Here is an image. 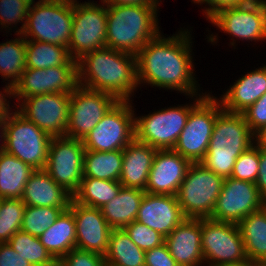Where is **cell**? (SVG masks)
<instances>
[{"mask_svg": "<svg viewBox=\"0 0 266 266\" xmlns=\"http://www.w3.org/2000/svg\"><path fill=\"white\" fill-rule=\"evenodd\" d=\"M13 110L6 116L4 151L35 170L44 169L52 138L17 110Z\"/></svg>", "mask_w": 266, "mask_h": 266, "instance_id": "9c48e42d", "label": "cell"}, {"mask_svg": "<svg viewBox=\"0 0 266 266\" xmlns=\"http://www.w3.org/2000/svg\"><path fill=\"white\" fill-rule=\"evenodd\" d=\"M76 227V249L105 255L112 228L100 208L89 207L71 199L69 208Z\"/></svg>", "mask_w": 266, "mask_h": 266, "instance_id": "d6986e66", "label": "cell"}, {"mask_svg": "<svg viewBox=\"0 0 266 266\" xmlns=\"http://www.w3.org/2000/svg\"><path fill=\"white\" fill-rule=\"evenodd\" d=\"M132 100H118L82 140L86 150L109 152L123 150L135 139Z\"/></svg>", "mask_w": 266, "mask_h": 266, "instance_id": "30bf717a", "label": "cell"}, {"mask_svg": "<svg viewBox=\"0 0 266 266\" xmlns=\"http://www.w3.org/2000/svg\"><path fill=\"white\" fill-rule=\"evenodd\" d=\"M186 217L175 195L145 193L136 221L167 237Z\"/></svg>", "mask_w": 266, "mask_h": 266, "instance_id": "44dd1931", "label": "cell"}, {"mask_svg": "<svg viewBox=\"0 0 266 266\" xmlns=\"http://www.w3.org/2000/svg\"><path fill=\"white\" fill-rule=\"evenodd\" d=\"M122 187L119 181L83 177L72 199L85 206L101 208L115 198Z\"/></svg>", "mask_w": 266, "mask_h": 266, "instance_id": "d6a6232c", "label": "cell"}, {"mask_svg": "<svg viewBox=\"0 0 266 266\" xmlns=\"http://www.w3.org/2000/svg\"><path fill=\"white\" fill-rule=\"evenodd\" d=\"M2 90L0 91V117H6L12 111V107L9 105L10 102L7 101L12 97V88L6 84Z\"/></svg>", "mask_w": 266, "mask_h": 266, "instance_id": "bcb514c9", "label": "cell"}, {"mask_svg": "<svg viewBox=\"0 0 266 266\" xmlns=\"http://www.w3.org/2000/svg\"><path fill=\"white\" fill-rule=\"evenodd\" d=\"M123 150L84 153L83 177L119 181L122 171Z\"/></svg>", "mask_w": 266, "mask_h": 266, "instance_id": "1f68e13d", "label": "cell"}, {"mask_svg": "<svg viewBox=\"0 0 266 266\" xmlns=\"http://www.w3.org/2000/svg\"><path fill=\"white\" fill-rule=\"evenodd\" d=\"M247 258L266 261V205L244 217L238 224Z\"/></svg>", "mask_w": 266, "mask_h": 266, "instance_id": "f1b7e54d", "label": "cell"}, {"mask_svg": "<svg viewBox=\"0 0 266 266\" xmlns=\"http://www.w3.org/2000/svg\"><path fill=\"white\" fill-rule=\"evenodd\" d=\"M256 0H211V15L218 9L230 6H243Z\"/></svg>", "mask_w": 266, "mask_h": 266, "instance_id": "7dc6e473", "label": "cell"}, {"mask_svg": "<svg viewBox=\"0 0 266 266\" xmlns=\"http://www.w3.org/2000/svg\"><path fill=\"white\" fill-rule=\"evenodd\" d=\"M0 266H32L8 243H0Z\"/></svg>", "mask_w": 266, "mask_h": 266, "instance_id": "ee69618b", "label": "cell"}, {"mask_svg": "<svg viewBox=\"0 0 266 266\" xmlns=\"http://www.w3.org/2000/svg\"><path fill=\"white\" fill-rule=\"evenodd\" d=\"M265 205L255 183L227 177L210 218L238 224L244 217L261 210Z\"/></svg>", "mask_w": 266, "mask_h": 266, "instance_id": "ac0fdd59", "label": "cell"}, {"mask_svg": "<svg viewBox=\"0 0 266 266\" xmlns=\"http://www.w3.org/2000/svg\"><path fill=\"white\" fill-rule=\"evenodd\" d=\"M82 140L69 137L52 138L44 170L72 196L83 179L84 153Z\"/></svg>", "mask_w": 266, "mask_h": 266, "instance_id": "5bb4252c", "label": "cell"}, {"mask_svg": "<svg viewBox=\"0 0 266 266\" xmlns=\"http://www.w3.org/2000/svg\"><path fill=\"white\" fill-rule=\"evenodd\" d=\"M72 22L73 3L67 0H39L29 7L26 26L21 34L26 40L68 47Z\"/></svg>", "mask_w": 266, "mask_h": 266, "instance_id": "5b68a950", "label": "cell"}, {"mask_svg": "<svg viewBox=\"0 0 266 266\" xmlns=\"http://www.w3.org/2000/svg\"><path fill=\"white\" fill-rule=\"evenodd\" d=\"M104 260L106 266H145V251L131 240L124 229H112Z\"/></svg>", "mask_w": 266, "mask_h": 266, "instance_id": "f546056e", "label": "cell"}, {"mask_svg": "<svg viewBox=\"0 0 266 266\" xmlns=\"http://www.w3.org/2000/svg\"><path fill=\"white\" fill-rule=\"evenodd\" d=\"M35 171L27 163L0 152V199H21L25 185Z\"/></svg>", "mask_w": 266, "mask_h": 266, "instance_id": "83f0119b", "label": "cell"}, {"mask_svg": "<svg viewBox=\"0 0 266 266\" xmlns=\"http://www.w3.org/2000/svg\"><path fill=\"white\" fill-rule=\"evenodd\" d=\"M25 207L21 199H0V243L21 230Z\"/></svg>", "mask_w": 266, "mask_h": 266, "instance_id": "8d00e7d4", "label": "cell"}, {"mask_svg": "<svg viewBox=\"0 0 266 266\" xmlns=\"http://www.w3.org/2000/svg\"><path fill=\"white\" fill-rule=\"evenodd\" d=\"M145 193L141 189L122 187L115 198L100 208L112 229H124L136 220Z\"/></svg>", "mask_w": 266, "mask_h": 266, "instance_id": "484cf974", "label": "cell"}, {"mask_svg": "<svg viewBox=\"0 0 266 266\" xmlns=\"http://www.w3.org/2000/svg\"><path fill=\"white\" fill-rule=\"evenodd\" d=\"M73 3V22L68 51L76 61L86 53L106 47L107 5L97 4L91 0Z\"/></svg>", "mask_w": 266, "mask_h": 266, "instance_id": "8fae6325", "label": "cell"}, {"mask_svg": "<svg viewBox=\"0 0 266 266\" xmlns=\"http://www.w3.org/2000/svg\"><path fill=\"white\" fill-rule=\"evenodd\" d=\"M59 266H106L104 256L83 251L80 249H72L64 257L58 261Z\"/></svg>", "mask_w": 266, "mask_h": 266, "instance_id": "60d3db41", "label": "cell"}, {"mask_svg": "<svg viewBox=\"0 0 266 266\" xmlns=\"http://www.w3.org/2000/svg\"><path fill=\"white\" fill-rule=\"evenodd\" d=\"M158 6L107 5L106 47L137 55L149 40L161 33Z\"/></svg>", "mask_w": 266, "mask_h": 266, "instance_id": "3957f363", "label": "cell"}, {"mask_svg": "<svg viewBox=\"0 0 266 266\" xmlns=\"http://www.w3.org/2000/svg\"><path fill=\"white\" fill-rule=\"evenodd\" d=\"M204 96L187 97L195 102L190 103V105L170 106L154 111L152 114L135 116V139L157 150L173 149L186 125L190 110Z\"/></svg>", "mask_w": 266, "mask_h": 266, "instance_id": "8992f818", "label": "cell"}, {"mask_svg": "<svg viewBox=\"0 0 266 266\" xmlns=\"http://www.w3.org/2000/svg\"><path fill=\"white\" fill-rule=\"evenodd\" d=\"M192 162L173 149L157 150L149 172L145 192L177 195Z\"/></svg>", "mask_w": 266, "mask_h": 266, "instance_id": "ffe728a7", "label": "cell"}, {"mask_svg": "<svg viewBox=\"0 0 266 266\" xmlns=\"http://www.w3.org/2000/svg\"><path fill=\"white\" fill-rule=\"evenodd\" d=\"M77 85V61L71 59L53 68H26L12 88V97L20 103L23 98L45 93L71 94Z\"/></svg>", "mask_w": 266, "mask_h": 266, "instance_id": "e0dca14e", "label": "cell"}, {"mask_svg": "<svg viewBox=\"0 0 266 266\" xmlns=\"http://www.w3.org/2000/svg\"><path fill=\"white\" fill-rule=\"evenodd\" d=\"M21 1L25 2L29 6H34L35 4H37V2L35 3V0H21Z\"/></svg>", "mask_w": 266, "mask_h": 266, "instance_id": "db71d44e", "label": "cell"}, {"mask_svg": "<svg viewBox=\"0 0 266 266\" xmlns=\"http://www.w3.org/2000/svg\"><path fill=\"white\" fill-rule=\"evenodd\" d=\"M156 148L134 139L123 149L122 171L119 182L125 188L146 189Z\"/></svg>", "mask_w": 266, "mask_h": 266, "instance_id": "cb8c5ba5", "label": "cell"}, {"mask_svg": "<svg viewBox=\"0 0 266 266\" xmlns=\"http://www.w3.org/2000/svg\"><path fill=\"white\" fill-rule=\"evenodd\" d=\"M107 4V0H101V4Z\"/></svg>", "mask_w": 266, "mask_h": 266, "instance_id": "9f6ffc18", "label": "cell"}, {"mask_svg": "<svg viewBox=\"0 0 266 266\" xmlns=\"http://www.w3.org/2000/svg\"><path fill=\"white\" fill-rule=\"evenodd\" d=\"M68 47L26 40V68L46 69L65 65L71 60Z\"/></svg>", "mask_w": 266, "mask_h": 266, "instance_id": "836d02e7", "label": "cell"}, {"mask_svg": "<svg viewBox=\"0 0 266 266\" xmlns=\"http://www.w3.org/2000/svg\"><path fill=\"white\" fill-rule=\"evenodd\" d=\"M78 85L130 100L138 86L136 55L103 47L77 60Z\"/></svg>", "mask_w": 266, "mask_h": 266, "instance_id": "7a4b0ae2", "label": "cell"}, {"mask_svg": "<svg viewBox=\"0 0 266 266\" xmlns=\"http://www.w3.org/2000/svg\"><path fill=\"white\" fill-rule=\"evenodd\" d=\"M255 143L242 113L219 111L207 153L201 163L224 178L230 177L237 158Z\"/></svg>", "mask_w": 266, "mask_h": 266, "instance_id": "277c9868", "label": "cell"}, {"mask_svg": "<svg viewBox=\"0 0 266 266\" xmlns=\"http://www.w3.org/2000/svg\"><path fill=\"white\" fill-rule=\"evenodd\" d=\"M224 180V177L207 169L201 162L192 163L176 195L184 216L210 218Z\"/></svg>", "mask_w": 266, "mask_h": 266, "instance_id": "52a82bcc", "label": "cell"}, {"mask_svg": "<svg viewBox=\"0 0 266 266\" xmlns=\"http://www.w3.org/2000/svg\"><path fill=\"white\" fill-rule=\"evenodd\" d=\"M124 230L143 251L158 247L165 242L164 236L136 220L128 224Z\"/></svg>", "mask_w": 266, "mask_h": 266, "instance_id": "ab89813d", "label": "cell"}, {"mask_svg": "<svg viewBox=\"0 0 266 266\" xmlns=\"http://www.w3.org/2000/svg\"><path fill=\"white\" fill-rule=\"evenodd\" d=\"M190 32L181 28L177 34L165 38L160 33L147 42L136 55L138 85L172 89L185 96L206 95L198 92L201 89L194 77Z\"/></svg>", "mask_w": 266, "mask_h": 266, "instance_id": "6da1fadb", "label": "cell"}, {"mask_svg": "<svg viewBox=\"0 0 266 266\" xmlns=\"http://www.w3.org/2000/svg\"><path fill=\"white\" fill-rule=\"evenodd\" d=\"M106 5H160L155 0H107Z\"/></svg>", "mask_w": 266, "mask_h": 266, "instance_id": "c3c4849f", "label": "cell"}, {"mask_svg": "<svg viewBox=\"0 0 266 266\" xmlns=\"http://www.w3.org/2000/svg\"><path fill=\"white\" fill-rule=\"evenodd\" d=\"M6 117H0V152L5 150Z\"/></svg>", "mask_w": 266, "mask_h": 266, "instance_id": "f907efd6", "label": "cell"}, {"mask_svg": "<svg viewBox=\"0 0 266 266\" xmlns=\"http://www.w3.org/2000/svg\"><path fill=\"white\" fill-rule=\"evenodd\" d=\"M221 109L219 99L210 93L206 94L190 110L173 150L192 163L201 162L206 156L214 123Z\"/></svg>", "mask_w": 266, "mask_h": 266, "instance_id": "ba28073f", "label": "cell"}, {"mask_svg": "<svg viewBox=\"0 0 266 266\" xmlns=\"http://www.w3.org/2000/svg\"><path fill=\"white\" fill-rule=\"evenodd\" d=\"M223 266H257V263L251 261L250 259H246L242 262H237V263H233V264H226Z\"/></svg>", "mask_w": 266, "mask_h": 266, "instance_id": "f5cc1de1", "label": "cell"}, {"mask_svg": "<svg viewBox=\"0 0 266 266\" xmlns=\"http://www.w3.org/2000/svg\"><path fill=\"white\" fill-rule=\"evenodd\" d=\"M69 207L26 206L21 231L40 237L48 227Z\"/></svg>", "mask_w": 266, "mask_h": 266, "instance_id": "d590c367", "label": "cell"}, {"mask_svg": "<svg viewBox=\"0 0 266 266\" xmlns=\"http://www.w3.org/2000/svg\"><path fill=\"white\" fill-rule=\"evenodd\" d=\"M145 266H179L165 243L145 251Z\"/></svg>", "mask_w": 266, "mask_h": 266, "instance_id": "7bdbcfd3", "label": "cell"}, {"mask_svg": "<svg viewBox=\"0 0 266 266\" xmlns=\"http://www.w3.org/2000/svg\"><path fill=\"white\" fill-rule=\"evenodd\" d=\"M255 144L259 148L266 150V126L255 134Z\"/></svg>", "mask_w": 266, "mask_h": 266, "instance_id": "681fc988", "label": "cell"}, {"mask_svg": "<svg viewBox=\"0 0 266 266\" xmlns=\"http://www.w3.org/2000/svg\"><path fill=\"white\" fill-rule=\"evenodd\" d=\"M260 165V148L254 143L235 161L230 177L255 183Z\"/></svg>", "mask_w": 266, "mask_h": 266, "instance_id": "f35d334b", "label": "cell"}, {"mask_svg": "<svg viewBox=\"0 0 266 266\" xmlns=\"http://www.w3.org/2000/svg\"><path fill=\"white\" fill-rule=\"evenodd\" d=\"M255 185L262 200L266 203V150L260 148V165Z\"/></svg>", "mask_w": 266, "mask_h": 266, "instance_id": "f6af8a7d", "label": "cell"}, {"mask_svg": "<svg viewBox=\"0 0 266 266\" xmlns=\"http://www.w3.org/2000/svg\"><path fill=\"white\" fill-rule=\"evenodd\" d=\"M206 20L232 36V46L236 44L235 38L259 42L266 39V0H256L243 6L224 7Z\"/></svg>", "mask_w": 266, "mask_h": 266, "instance_id": "4fadbf2b", "label": "cell"}, {"mask_svg": "<svg viewBox=\"0 0 266 266\" xmlns=\"http://www.w3.org/2000/svg\"><path fill=\"white\" fill-rule=\"evenodd\" d=\"M164 243L179 266H205L202 253V218H186L165 237Z\"/></svg>", "mask_w": 266, "mask_h": 266, "instance_id": "7402d4cb", "label": "cell"}, {"mask_svg": "<svg viewBox=\"0 0 266 266\" xmlns=\"http://www.w3.org/2000/svg\"><path fill=\"white\" fill-rule=\"evenodd\" d=\"M16 35L14 40L0 43V75L11 88L26 69V39L20 33Z\"/></svg>", "mask_w": 266, "mask_h": 266, "instance_id": "4dcf8cb0", "label": "cell"}, {"mask_svg": "<svg viewBox=\"0 0 266 266\" xmlns=\"http://www.w3.org/2000/svg\"><path fill=\"white\" fill-rule=\"evenodd\" d=\"M7 243L32 266H56L58 264V261L41 244L39 237L20 230Z\"/></svg>", "mask_w": 266, "mask_h": 266, "instance_id": "e575fe53", "label": "cell"}, {"mask_svg": "<svg viewBox=\"0 0 266 266\" xmlns=\"http://www.w3.org/2000/svg\"><path fill=\"white\" fill-rule=\"evenodd\" d=\"M41 244L59 261L76 248V227L73 213L66 209L39 237Z\"/></svg>", "mask_w": 266, "mask_h": 266, "instance_id": "4316f807", "label": "cell"}, {"mask_svg": "<svg viewBox=\"0 0 266 266\" xmlns=\"http://www.w3.org/2000/svg\"><path fill=\"white\" fill-rule=\"evenodd\" d=\"M242 114L254 135L266 126V93Z\"/></svg>", "mask_w": 266, "mask_h": 266, "instance_id": "b9f144b4", "label": "cell"}, {"mask_svg": "<svg viewBox=\"0 0 266 266\" xmlns=\"http://www.w3.org/2000/svg\"><path fill=\"white\" fill-rule=\"evenodd\" d=\"M202 253L205 266H223L247 258L237 224L202 218Z\"/></svg>", "mask_w": 266, "mask_h": 266, "instance_id": "7c38bea8", "label": "cell"}, {"mask_svg": "<svg viewBox=\"0 0 266 266\" xmlns=\"http://www.w3.org/2000/svg\"><path fill=\"white\" fill-rule=\"evenodd\" d=\"M117 101L110 93L77 85L70 96L66 137L83 140Z\"/></svg>", "mask_w": 266, "mask_h": 266, "instance_id": "2e32d148", "label": "cell"}, {"mask_svg": "<svg viewBox=\"0 0 266 266\" xmlns=\"http://www.w3.org/2000/svg\"><path fill=\"white\" fill-rule=\"evenodd\" d=\"M257 266H266V261L257 262Z\"/></svg>", "mask_w": 266, "mask_h": 266, "instance_id": "11a10c76", "label": "cell"}, {"mask_svg": "<svg viewBox=\"0 0 266 266\" xmlns=\"http://www.w3.org/2000/svg\"><path fill=\"white\" fill-rule=\"evenodd\" d=\"M29 5L21 0H0V26L7 31L13 29L16 30L15 34L22 33L25 29L27 22V14L29 11ZM22 22L20 29L17 30V25ZM15 26H14V25ZM11 28H10V27Z\"/></svg>", "mask_w": 266, "mask_h": 266, "instance_id": "74e56055", "label": "cell"}, {"mask_svg": "<svg viewBox=\"0 0 266 266\" xmlns=\"http://www.w3.org/2000/svg\"><path fill=\"white\" fill-rule=\"evenodd\" d=\"M72 195L44 170H35L28 179L21 200L26 206L69 207Z\"/></svg>", "mask_w": 266, "mask_h": 266, "instance_id": "d4e9b609", "label": "cell"}, {"mask_svg": "<svg viewBox=\"0 0 266 266\" xmlns=\"http://www.w3.org/2000/svg\"><path fill=\"white\" fill-rule=\"evenodd\" d=\"M266 93V65L239 77L220 97L222 108L229 112L243 113Z\"/></svg>", "mask_w": 266, "mask_h": 266, "instance_id": "603a6c76", "label": "cell"}, {"mask_svg": "<svg viewBox=\"0 0 266 266\" xmlns=\"http://www.w3.org/2000/svg\"><path fill=\"white\" fill-rule=\"evenodd\" d=\"M193 2L200 5L206 3V5H208L209 7L202 11H204L207 19L211 16V0H192V3Z\"/></svg>", "mask_w": 266, "mask_h": 266, "instance_id": "816d5d0a", "label": "cell"}, {"mask_svg": "<svg viewBox=\"0 0 266 266\" xmlns=\"http://www.w3.org/2000/svg\"><path fill=\"white\" fill-rule=\"evenodd\" d=\"M70 96L68 93H45L23 98L12 107L51 138L65 137Z\"/></svg>", "mask_w": 266, "mask_h": 266, "instance_id": "9a60e30c", "label": "cell"}]
</instances>
